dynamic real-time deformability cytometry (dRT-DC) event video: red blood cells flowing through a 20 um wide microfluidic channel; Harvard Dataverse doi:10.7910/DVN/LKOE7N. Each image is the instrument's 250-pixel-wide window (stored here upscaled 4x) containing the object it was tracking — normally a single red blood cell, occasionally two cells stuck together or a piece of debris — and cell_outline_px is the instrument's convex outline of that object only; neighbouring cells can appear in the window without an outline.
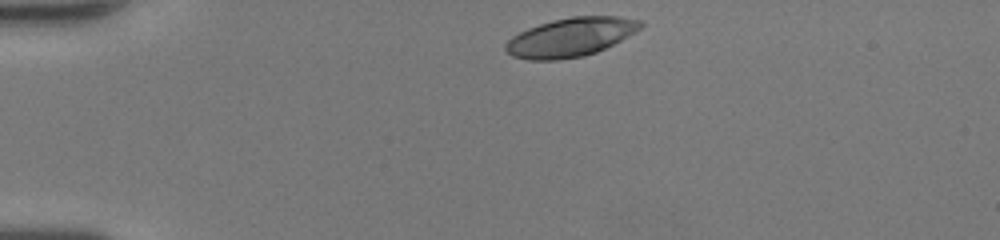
{"species": "human", "species_latin": "Homo sapiens", "temperature_condition": "room temperature", "stored_images_in_passage": 34, "camera_frame_rate_fps": 3000, "um_per_image_px": 0.085, "donor": {"sex": "female"}, "frame": {"image": 1, "passage_image": 1, "time_ms": 0.0, "image_size_px": [1000, 240], "cell_outline_px": [[644, 24], [636, 32], [596, 52], [584, 56], [556, 60], [528, 60], [512, 56], [504, 48], [504, 44], [512, 36], [528, 28], [552, 20], [572, 16], [616, 16], [640, 20]], "centroid_in_image_um": [48.48, 3.16], "position_along_channel_um": 36.5, "area_um2": 30.4}}
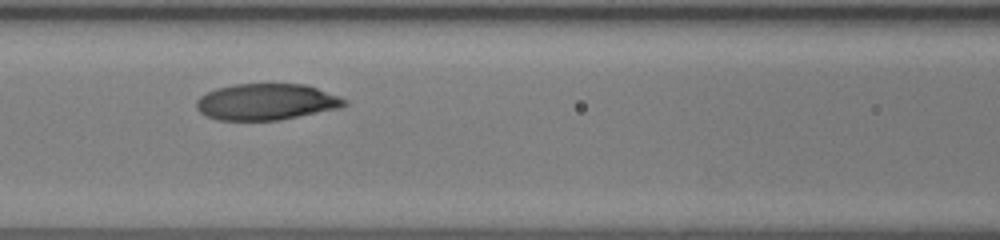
{"frame": {"image": 2, "passage_image": 13, "time_ms": 4.0, "image_size_px": [1000, 240], "cell_outline_px": [[348, 104], [340, 108], [280, 120], [216, 120], [200, 112], [196, 108], [196, 100], [200, 96], [216, 88], [236, 84], [304, 84], [340, 96], [348, 100]], "centroid_in_image_um": [22.65, 8.66], "position_along_channel_um": 143.9, "area_um2": 31.39}}
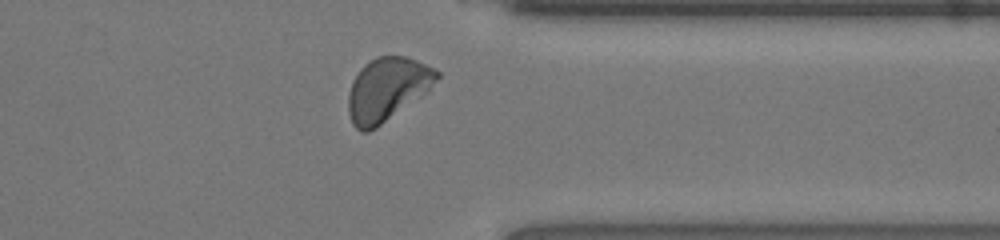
{"frame": {"image": 3, "passage_image": 30, "time_ms": 9.667, "image_size_px": [1000, 240], "cell_outline_px": [[440, 76], [428, 92], [376, 128], [368, 132], [360, 132], [352, 124], [348, 112], [348, 96], [352, 80], [360, 68], [364, 64], [376, 56], [408, 56], [440, 72]], "centroid_in_image_um": [32.9, 7.59], "position_along_channel_um": 378.5, "area_um2": 32.89}, "authors_computed_cell_mechanics": {"area_um2": 31.6166, "velocity_mm_per_s": 4.1678, "shape_relaxation_time_tau1_ms": 2.2247, "shape_relaxation_time_tau2_ms": 3.2681, "deformation_change_tau1": 0.1216, "deformation_change_tau2": 0.0483}}